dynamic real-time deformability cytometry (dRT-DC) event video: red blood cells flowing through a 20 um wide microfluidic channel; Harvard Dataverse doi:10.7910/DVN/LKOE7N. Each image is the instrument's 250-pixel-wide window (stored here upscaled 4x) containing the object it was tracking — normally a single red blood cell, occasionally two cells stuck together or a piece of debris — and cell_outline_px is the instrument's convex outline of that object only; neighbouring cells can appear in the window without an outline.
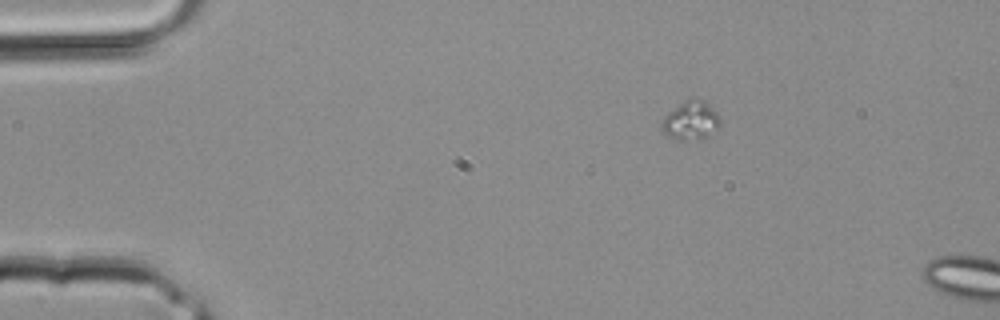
{"species": "common noctule bat (a hibernating species)", "species_latin": "Nyctalus noctula", "temperature_condition": "room temperature", "stored_images_in_passage": 2, "segment_of_instrument_passage": [1, 2], "camera_frame_rate_fps": 3000, "um_per_image_px": 0.085, "animal": {"sex": "male", "body_mass_g": 20.4}, "frame": {"image": 1, "passage_image": 1, "time_ms": 0.0, "image_size_px": [1000, 320], "cell_outline_px": [[720, 124], [716, 128], [704, 136], [684, 140], [676, 140], [664, 136], [660, 128], [660, 124], [664, 116], [668, 112], [684, 100], [696, 96], [700, 96], [716, 112], [720, 120]], "centroid_in_image_um": [58.63, 10.2], "position_along_channel_um": 26.4, "area_um2": 13.24}}